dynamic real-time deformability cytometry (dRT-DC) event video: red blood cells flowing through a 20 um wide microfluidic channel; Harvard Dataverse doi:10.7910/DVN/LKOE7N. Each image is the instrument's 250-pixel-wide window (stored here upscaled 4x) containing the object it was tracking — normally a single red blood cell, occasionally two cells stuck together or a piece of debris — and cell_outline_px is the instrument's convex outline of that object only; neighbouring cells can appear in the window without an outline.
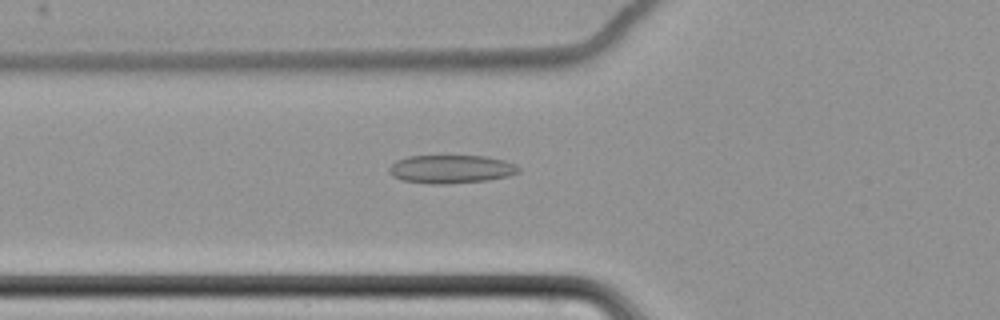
{"species": "common noctule bat (a hibernating species)", "species_latin": "Nyctalus noctula", "temperature_condition": "cold", "stored_images_in_passage": 62, "camera_frame_rate_fps": 3000, "um_per_image_px": 0.085, "animal": {"sex": "female", "body_mass_g": 22.7, "forearm_length_mm": 54.2}, "frame": {"image": 1, "passage_image": 25, "time_ms": 8.0, "image_size_px": [1000, 320], "cell_outline_px": [[520, 172], [508, 176], [488, 180], [448, 184], [428, 184], [404, 180], [392, 176], [388, 172], [388, 168], [396, 160], [408, 156], [484, 156], [504, 160], [516, 164], [520, 168]], "centroid_in_image_um": [38.34, 14.38], "position_along_channel_um": 87.5, "area_um2": 21.5}}
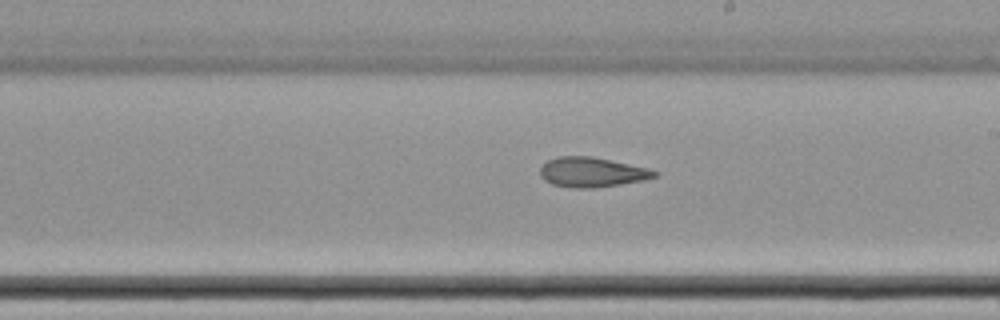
{"frame": {"image": 2, "passage_image": 38, "time_ms": 12.333, "image_size_px": [1000, 320], "cell_outline_px": [[660, 172], [656, 176], [644, 180], [620, 184], [592, 188], [572, 188], [552, 184], [544, 180], [540, 176], [540, 168], [548, 160], [560, 156], [592, 156], [648, 168]], "centroid_in_image_um": [50.31, 14.64], "position_along_channel_um": 238.7, "area_um2": 19.83}}
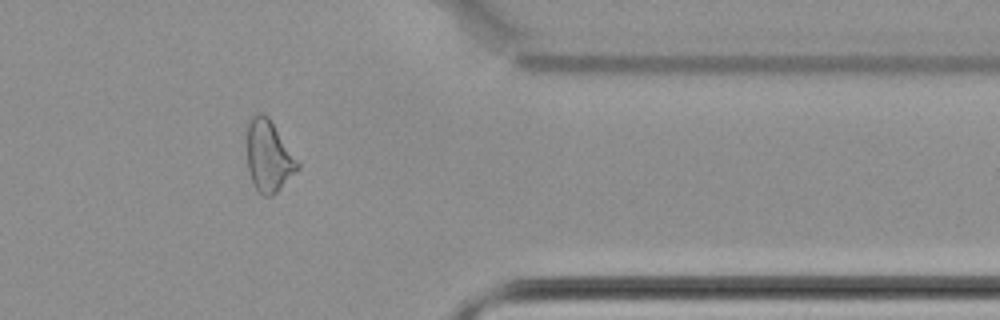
{"frame": {"image": 3, "passage_image": 52, "time_ms": 17.0, "image_size_px": [1000, 320], "cell_outline_px": [[300, 168], [272, 196], [264, 196], [256, 188], [252, 180], [248, 168], [248, 124], [252, 116], [256, 112], [260, 112], [268, 116], [300, 164]], "centroid_in_image_um": [22.85, 13.26], "position_along_channel_um": 388.6, "area_um2": 20.63}, "authors_computed_cell_mechanics": {"area_um2": 22.2819, "velocity_mm_per_s": 3.4932, "shape_relaxation_time_tau1_ms": null, "shape_relaxation_time_tau2_ms": 4.8077, "deformation_change_tau1": null, "deformation_change_tau2": 0.1347}}